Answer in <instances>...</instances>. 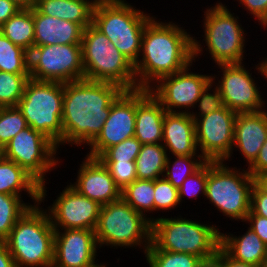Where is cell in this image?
Wrapping results in <instances>:
<instances>
[{"instance_id": "cell-1", "label": "cell", "mask_w": 267, "mask_h": 267, "mask_svg": "<svg viewBox=\"0 0 267 267\" xmlns=\"http://www.w3.org/2000/svg\"><path fill=\"white\" fill-rule=\"evenodd\" d=\"M182 28L173 22H159L154 17L148 21L140 58L134 64L137 89L149 90L161 78L181 71L202 54L204 47L200 41Z\"/></svg>"}, {"instance_id": "cell-2", "label": "cell", "mask_w": 267, "mask_h": 267, "mask_svg": "<svg viewBox=\"0 0 267 267\" xmlns=\"http://www.w3.org/2000/svg\"><path fill=\"white\" fill-rule=\"evenodd\" d=\"M124 91L110 82L79 80L64 83L63 145H89L101 132L111 104Z\"/></svg>"}, {"instance_id": "cell-3", "label": "cell", "mask_w": 267, "mask_h": 267, "mask_svg": "<svg viewBox=\"0 0 267 267\" xmlns=\"http://www.w3.org/2000/svg\"><path fill=\"white\" fill-rule=\"evenodd\" d=\"M163 217V218H162ZM155 218L152 222L151 244L147 250L189 253L207 265L214 263L220 247V229L181 216Z\"/></svg>"}, {"instance_id": "cell-4", "label": "cell", "mask_w": 267, "mask_h": 267, "mask_svg": "<svg viewBox=\"0 0 267 267\" xmlns=\"http://www.w3.org/2000/svg\"><path fill=\"white\" fill-rule=\"evenodd\" d=\"M39 205L29 207L3 241L16 267H52L55 229Z\"/></svg>"}, {"instance_id": "cell-5", "label": "cell", "mask_w": 267, "mask_h": 267, "mask_svg": "<svg viewBox=\"0 0 267 267\" xmlns=\"http://www.w3.org/2000/svg\"><path fill=\"white\" fill-rule=\"evenodd\" d=\"M126 0H97L92 24L133 64L141 52L143 31L153 17Z\"/></svg>"}, {"instance_id": "cell-6", "label": "cell", "mask_w": 267, "mask_h": 267, "mask_svg": "<svg viewBox=\"0 0 267 267\" xmlns=\"http://www.w3.org/2000/svg\"><path fill=\"white\" fill-rule=\"evenodd\" d=\"M81 46L84 79L137 89L134 64L93 24L84 29Z\"/></svg>"}, {"instance_id": "cell-7", "label": "cell", "mask_w": 267, "mask_h": 267, "mask_svg": "<svg viewBox=\"0 0 267 267\" xmlns=\"http://www.w3.org/2000/svg\"><path fill=\"white\" fill-rule=\"evenodd\" d=\"M153 221V217L138 213L122 198L102 205L95 229L98 246H142L145 254L151 244Z\"/></svg>"}, {"instance_id": "cell-8", "label": "cell", "mask_w": 267, "mask_h": 267, "mask_svg": "<svg viewBox=\"0 0 267 267\" xmlns=\"http://www.w3.org/2000/svg\"><path fill=\"white\" fill-rule=\"evenodd\" d=\"M225 164L224 161H207L205 197L223 216L245 222L250 212L254 177L247 169L230 168Z\"/></svg>"}, {"instance_id": "cell-9", "label": "cell", "mask_w": 267, "mask_h": 267, "mask_svg": "<svg viewBox=\"0 0 267 267\" xmlns=\"http://www.w3.org/2000/svg\"><path fill=\"white\" fill-rule=\"evenodd\" d=\"M64 83L29 79L17 107L27 125L49 138L57 148L63 145Z\"/></svg>"}, {"instance_id": "cell-10", "label": "cell", "mask_w": 267, "mask_h": 267, "mask_svg": "<svg viewBox=\"0 0 267 267\" xmlns=\"http://www.w3.org/2000/svg\"><path fill=\"white\" fill-rule=\"evenodd\" d=\"M221 2L204 12V41L216 65L240 64L245 52L244 29L239 17L232 14Z\"/></svg>"}, {"instance_id": "cell-11", "label": "cell", "mask_w": 267, "mask_h": 267, "mask_svg": "<svg viewBox=\"0 0 267 267\" xmlns=\"http://www.w3.org/2000/svg\"><path fill=\"white\" fill-rule=\"evenodd\" d=\"M57 146L31 126L18 132L0 151L7 160L24 168L41 184V203L47 196L45 175L59 164Z\"/></svg>"}, {"instance_id": "cell-12", "label": "cell", "mask_w": 267, "mask_h": 267, "mask_svg": "<svg viewBox=\"0 0 267 267\" xmlns=\"http://www.w3.org/2000/svg\"><path fill=\"white\" fill-rule=\"evenodd\" d=\"M30 78L68 83L84 79L81 44L34 46L29 52Z\"/></svg>"}, {"instance_id": "cell-13", "label": "cell", "mask_w": 267, "mask_h": 267, "mask_svg": "<svg viewBox=\"0 0 267 267\" xmlns=\"http://www.w3.org/2000/svg\"><path fill=\"white\" fill-rule=\"evenodd\" d=\"M237 112L224 106L218 111L195 118L198 150L206 161H228L233 154Z\"/></svg>"}, {"instance_id": "cell-14", "label": "cell", "mask_w": 267, "mask_h": 267, "mask_svg": "<svg viewBox=\"0 0 267 267\" xmlns=\"http://www.w3.org/2000/svg\"><path fill=\"white\" fill-rule=\"evenodd\" d=\"M192 64L193 62L181 71L161 78L149 89L166 112L191 113L189 108H196L201 93L212 82L211 75L191 72Z\"/></svg>"}, {"instance_id": "cell-15", "label": "cell", "mask_w": 267, "mask_h": 267, "mask_svg": "<svg viewBox=\"0 0 267 267\" xmlns=\"http://www.w3.org/2000/svg\"><path fill=\"white\" fill-rule=\"evenodd\" d=\"M244 62L240 64H221L218 67L222 72L221 80L216 83L214 80L216 75L212 76V81L215 83L223 99L224 106L235 112H256L264 110L265 101L260 90L257 87L252 73L244 67ZM260 92V93H259Z\"/></svg>"}, {"instance_id": "cell-16", "label": "cell", "mask_w": 267, "mask_h": 267, "mask_svg": "<svg viewBox=\"0 0 267 267\" xmlns=\"http://www.w3.org/2000/svg\"><path fill=\"white\" fill-rule=\"evenodd\" d=\"M136 90H124L111 104L109 117L101 132L89 144L86 156L99 158L108 148L134 137L136 123Z\"/></svg>"}, {"instance_id": "cell-17", "label": "cell", "mask_w": 267, "mask_h": 267, "mask_svg": "<svg viewBox=\"0 0 267 267\" xmlns=\"http://www.w3.org/2000/svg\"><path fill=\"white\" fill-rule=\"evenodd\" d=\"M101 205L81 195L70 184L46 209L54 229L95 230Z\"/></svg>"}, {"instance_id": "cell-18", "label": "cell", "mask_w": 267, "mask_h": 267, "mask_svg": "<svg viewBox=\"0 0 267 267\" xmlns=\"http://www.w3.org/2000/svg\"><path fill=\"white\" fill-rule=\"evenodd\" d=\"M97 248L95 230L55 229L52 267H106L95 262Z\"/></svg>"}, {"instance_id": "cell-19", "label": "cell", "mask_w": 267, "mask_h": 267, "mask_svg": "<svg viewBox=\"0 0 267 267\" xmlns=\"http://www.w3.org/2000/svg\"><path fill=\"white\" fill-rule=\"evenodd\" d=\"M77 173L75 184L70 185L81 195L97 201L101 206L121 198V190L99 159L86 156Z\"/></svg>"}, {"instance_id": "cell-20", "label": "cell", "mask_w": 267, "mask_h": 267, "mask_svg": "<svg viewBox=\"0 0 267 267\" xmlns=\"http://www.w3.org/2000/svg\"><path fill=\"white\" fill-rule=\"evenodd\" d=\"M239 112L235 120L233 147L238 149L248 167L258 157L267 139V111ZM236 146V147H235Z\"/></svg>"}, {"instance_id": "cell-21", "label": "cell", "mask_w": 267, "mask_h": 267, "mask_svg": "<svg viewBox=\"0 0 267 267\" xmlns=\"http://www.w3.org/2000/svg\"><path fill=\"white\" fill-rule=\"evenodd\" d=\"M166 110L148 89H136V137L142 145L161 144Z\"/></svg>"}, {"instance_id": "cell-22", "label": "cell", "mask_w": 267, "mask_h": 267, "mask_svg": "<svg viewBox=\"0 0 267 267\" xmlns=\"http://www.w3.org/2000/svg\"><path fill=\"white\" fill-rule=\"evenodd\" d=\"M162 144L173 156L199 155L195 121L189 113H165Z\"/></svg>"}, {"instance_id": "cell-23", "label": "cell", "mask_w": 267, "mask_h": 267, "mask_svg": "<svg viewBox=\"0 0 267 267\" xmlns=\"http://www.w3.org/2000/svg\"><path fill=\"white\" fill-rule=\"evenodd\" d=\"M83 31L77 23L41 14L34 7V46L81 44Z\"/></svg>"}, {"instance_id": "cell-24", "label": "cell", "mask_w": 267, "mask_h": 267, "mask_svg": "<svg viewBox=\"0 0 267 267\" xmlns=\"http://www.w3.org/2000/svg\"><path fill=\"white\" fill-rule=\"evenodd\" d=\"M238 237L231 233L220 232V247L233 259L255 264L265 265L267 262V245L250 228ZM230 234V235H229Z\"/></svg>"}, {"instance_id": "cell-25", "label": "cell", "mask_w": 267, "mask_h": 267, "mask_svg": "<svg viewBox=\"0 0 267 267\" xmlns=\"http://www.w3.org/2000/svg\"><path fill=\"white\" fill-rule=\"evenodd\" d=\"M22 191L29 194L34 205L41 203V184L24 168L0 154V193L21 197Z\"/></svg>"}, {"instance_id": "cell-26", "label": "cell", "mask_w": 267, "mask_h": 267, "mask_svg": "<svg viewBox=\"0 0 267 267\" xmlns=\"http://www.w3.org/2000/svg\"><path fill=\"white\" fill-rule=\"evenodd\" d=\"M97 0H38L35 8L44 15L64 19L81 25L84 29L92 24Z\"/></svg>"}, {"instance_id": "cell-27", "label": "cell", "mask_w": 267, "mask_h": 267, "mask_svg": "<svg viewBox=\"0 0 267 267\" xmlns=\"http://www.w3.org/2000/svg\"><path fill=\"white\" fill-rule=\"evenodd\" d=\"M0 31L13 44L30 52L34 47V7L18 10L0 26Z\"/></svg>"}, {"instance_id": "cell-28", "label": "cell", "mask_w": 267, "mask_h": 267, "mask_svg": "<svg viewBox=\"0 0 267 267\" xmlns=\"http://www.w3.org/2000/svg\"><path fill=\"white\" fill-rule=\"evenodd\" d=\"M163 144H145L141 146L135 159L136 175L139 180H155L163 177L167 157Z\"/></svg>"}, {"instance_id": "cell-29", "label": "cell", "mask_w": 267, "mask_h": 267, "mask_svg": "<svg viewBox=\"0 0 267 267\" xmlns=\"http://www.w3.org/2000/svg\"><path fill=\"white\" fill-rule=\"evenodd\" d=\"M154 194V180L136 179L121 191V198L146 217L154 212Z\"/></svg>"}, {"instance_id": "cell-30", "label": "cell", "mask_w": 267, "mask_h": 267, "mask_svg": "<svg viewBox=\"0 0 267 267\" xmlns=\"http://www.w3.org/2000/svg\"><path fill=\"white\" fill-rule=\"evenodd\" d=\"M0 71L13 74H30L29 52L13 44L0 31Z\"/></svg>"}, {"instance_id": "cell-31", "label": "cell", "mask_w": 267, "mask_h": 267, "mask_svg": "<svg viewBox=\"0 0 267 267\" xmlns=\"http://www.w3.org/2000/svg\"><path fill=\"white\" fill-rule=\"evenodd\" d=\"M169 156L167 157L163 177L176 189H179L185 179L196 172L206 162L201 155H177L173 156L175 160L172 162Z\"/></svg>"}, {"instance_id": "cell-32", "label": "cell", "mask_w": 267, "mask_h": 267, "mask_svg": "<svg viewBox=\"0 0 267 267\" xmlns=\"http://www.w3.org/2000/svg\"><path fill=\"white\" fill-rule=\"evenodd\" d=\"M20 196L0 193V242H3L10 234L17 220L25 211L34 206L25 203Z\"/></svg>"}, {"instance_id": "cell-33", "label": "cell", "mask_w": 267, "mask_h": 267, "mask_svg": "<svg viewBox=\"0 0 267 267\" xmlns=\"http://www.w3.org/2000/svg\"><path fill=\"white\" fill-rule=\"evenodd\" d=\"M149 267H207L200 258L189 253H174L165 250H146Z\"/></svg>"}, {"instance_id": "cell-34", "label": "cell", "mask_w": 267, "mask_h": 267, "mask_svg": "<svg viewBox=\"0 0 267 267\" xmlns=\"http://www.w3.org/2000/svg\"><path fill=\"white\" fill-rule=\"evenodd\" d=\"M29 79L30 74L0 71V107L17 106Z\"/></svg>"}, {"instance_id": "cell-35", "label": "cell", "mask_w": 267, "mask_h": 267, "mask_svg": "<svg viewBox=\"0 0 267 267\" xmlns=\"http://www.w3.org/2000/svg\"><path fill=\"white\" fill-rule=\"evenodd\" d=\"M26 127V119L17 106L0 107V151Z\"/></svg>"}, {"instance_id": "cell-36", "label": "cell", "mask_w": 267, "mask_h": 267, "mask_svg": "<svg viewBox=\"0 0 267 267\" xmlns=\"http://www.w3.org/2000/svg\"><path fill=\"white\" fill-rule=\"evenodd\" d=\"M154 211L172 210L180 205L179 192L167 179L154 180Z\"/></svg>"}, {"instance_id": "cell-37", "label": "cell", "mask_w": 267, "mask_h": 267, "mask_svg": "<svg viewBox=\"0 0 267 267\" xmlns=\"http://www.w3.org/2000/svg\"><path fill=\"white\" fill-rule=\"evenodd\" d=\"M142 144L136 137H130L108 148L98 159L100 161H135Z\"/></svg>"}, {"instance_id": "cell-38", "label": "cell", "mask_w": 267, "mask_h": 267, "mask_svg": "<svg viewBox=\"0 0 267 267\" xmlns=\"http://www.w3.org/2000/svg\"><path fill=\"white\" fill-rule=\"evenodd\" d=\"M108 169L110 176L114 180L115 185L122 191L126 186L135 181L136 164L135 161L119 162V161H101Z\"/></svg>"}, {"instance_id": "cell-39", "label": "cell", "mask_w": 267, "mask_h": 267, "mask_svg": "<svg viewBox=\"0 0 267 267\" xmlns=\"http://www.w3.org/2000/svg\"><path fill=\"white\" fill-rule=\"evenodd\" d=\"M207 184V161L192 175L185 179L178 189L180 204L184 196L197 198L198 194L205 196Z\"/></svg>"}, {"instance_id": "cell-40", "label": "cell", "mask_w": 267, "mask_h": 267, "mask_svg": "<svg viewBox=\"0 0 267 267\" xmlns=\"http://www.w3.org/2000/svg\"><path fill=\"white\" fill-rule=\"evenodd\" d=\"M213 84L214 83L212 81L209 85H207V87L201 93L200 98L197 100L195 105H198L199 108L198 111L200 110L198 114L197 112L195 114V112L193 111L192 113H189L193 119L210 114L211 112L218 111L224 107L223 99L221 97V92L219 88L217 86L215 87ZM213 86L214 89H212ZM208 91L210 92L208 93Z\"/></svg>"}, {"instance_id": "cell-41", "label": "cell", "mask_w": 267, "mask_h": 267, "mask_svg": "<svg viewBox=\"0 0 267 267\" xmlns=\"http://www.w3.org/2000/svg\"><path fill=\"white\" fill-rule=\"evenodd\" d=\"M245 10L249 11L253 17L261 24L263 28H267V0H237Z\"/></svg>"}, {"instance_id": "cell-42", "label": "cell", "mask_w": 267, "mask_h": 267, "mask_svg": "<svg viewBox=\"0 0 267 267\" xmlns=\"http://www.w3.org/2000/svg\"><path fill=\"white\" fill-rule=\"evenodd\" d=\"M247 215H260L267 218V194L254 184L251 194V207Z\"/></svg>"}, {"instance_id": "cell-43", "label": "cell", "mask_w": 267, "mask_h": 267, "mask_svg": "<svg viewBox=\"0 0 267 267\" xmlns=\"http://www.w3.org/2000/svg\"><path fill=\"white\" fill-rule=\"evenodd\" d=\"M216 267H264V265H255L241 262L231 258L221 247H219L214 263Z\"/></svg>"}, {"instance_id": "cell-44", "label": "cell", "mask_w": 267, "mask_h": 267, "mask_svg": "<svg viewBox=\"0 0 267 267\" xmlns=\"http://www.w3.org/2000/svg\"><path fill=\"white\" fill-rule=\"evenodd\" d=\"M246 222L249 223L250 228L267 245V218L260 215H247Z\"/></svg>"}, {"instance_id": "cell-45", "label": "cell", "mask_w": 267, "mask_h": 267, "mask_svg": "<svg viewBox=\"0 0 267 267\" xmlns=\"http://www.w3.org/2000/svg\"><path fill=\"white\" fill-rule=\"evenodd\" d=\"M247 170L253 177L260 173L267 172V139L261 147L258 157Z\"/></svg>"}, {"instance_id": "cell-46", "label": "cell", "mask_w": 267, "mask_h": 267, "mask_svg": "<svg viewBox=\"0 0 267 267\" xmlns=\"http://www.w3.org/2000/svg\"><path fill=\"white\" fill-rule=\"evenodd\" d=\"M20 8L10 0H0V26L12 17Z\"/></svg>"}, {"instance_id": "cell-47", "label": "cell", "mask_w": 267, "mask_h": 267, "mask_svg": "<svg viewBox=\"0 0 267 267\" xmlns=\"http://www.w3.org/2000/svg\"><path fill=\"white\" fill-rule=\"evenodd\" d=\"M0 267H16L13 257L4 242H0Z\"/></svg>"}, {"instance_id": "cell-48", "label": "cell", "mask_w": 267, "mask_h": 267, "mask_svg": "<svg viewBox=\"0 0 267 267\" xmlns=\"http://www.w3.org/2000/svg\"><path fill=\"white\" fill-rule=\"evenodd\" d=\"M255 184L267 194V172L260 173L254 177Z\"/></svg>"}, {"instance_id": "cell-49", "label": "cell", "mask_w": 267, "mask_h": 267, "mask_svg": "<svg viewBox=\"0 0 267 267\" xmlns=\"http://www.w3.org/2000/svg\"><path fill=\"white\" fill-rule=\"evenodd\" d=\"M20 9H32L35 7L36 0H10Z\"/></svg>"}, {"instance_id": "cell-50", "label": "cell", "mask_w": 267, "mask_h": 267, "mask_svg": "<svg viewBox=\"0 0 267 267\" xmlns=\"http://www.w3.org/2000/svg\"><path fill=\"white\" fill-rule=\"evenodd\" d=\"M255 66V69L258 70V73H261V75L267 79V58H265V60L263 59L261 63H258Z\"/></svg>"}, {"instance_id": "cell-51", "label": "cell", "mask_w": 267, "mask_h": 267, "mask_svg": "<svg viewBox=\"0 0 267 267\" xmlns=\"http://www.w3.org/2000/svg\"><path fill=\"white\" fill-rule=\"evenodd\" d=\"M207 267H216L214 264H212V265H208Z\"/></svg>"}]
</instances>
